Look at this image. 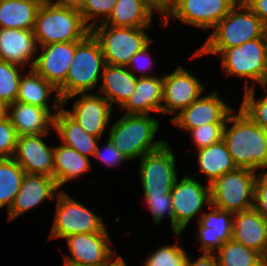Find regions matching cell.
Here are the masks:
<instances>
[{"label": "cell", "mask_w": 267, "mask_h": 266, "mask_svg": "<svg viewBox=\"0 0 267 266\" xmlns=\"http://www.w3.org/2000/svg\"><path fill=\"white\" fill-rule=\"evenodd\" d=\"M231 113L223 130V140L237 168L256 172L267 168V130L255 124L240 109ZM228 123H233L228 129Z\"/></svg>", "instance_id": "obj_1"}, {"label": "cell", "mask_w": 267, "mask_h": 266, "mask_svg": "<svg viewBox=\"0 0 267 266\" xmlns=\"http://www.w3.org/2000/svg\"><path fill=\"white\" fill-rule=\"evenodd\" d=\"M242 11V12H240ZM267 25L244 3L239 1L232 10L214 27L211 36L193 57L218 54L225 49L262 38Z\"/></svg>", "instance_id": "obj_2"}, {"label": "cell", "mask_w": 267, "mask_h": 266, "mask_svg": "<svg viewBox=\"0 0 267 266\" xmlns=\"http://www.w3.org/2000/svg\"><path fill=\"white\" fill-rule=\"evenodd\" d=\"M90 32L80 11L58 6L51 0L40 5L33 28L38 46L82 41Z\"/></svg>", "instance_id": "obj_3"}, {"label": "cell", "mask_w": 267, "mask_h": 266, "mask_svg": "<svg viewBox=\"0 0 267 266\" xmlns=\"http://www.w3.org/2000/svg\"><path fill=\"white\" fill-rule=\"evenodd\" d=\"M158 129V120L149 114H124L113 124L108 138L130 161L142 158L146 153L159 149L167 142L154 141Z\"/></svg>", "instance_id": "obj_4"}, {"label": "cell", "mask_w": 267, "mask_h": 266, "mask_svg": "<svg viewBox=\"0 0 267 266\" xmlns=\"http://www.w3.org/2000/svg\"><path fill=\"white\" fill-rule=\"evenodd\" d=\"M104 65L100 43L91 32L82 41H76L66 81L58 88L61 100L74 94L88 93L95 88L101 79L100 71Z\"/></svg>", "instance_id": "obj_5"}, {"label": "cell", "mask_w": 267, "mask_h": 266, "mask_svg": "<svg viewBox=\"0 0 267 266\" xmlns=\"http://www.w3.org/2000/svg\"><path fill=\"white\" fill-rule=\"evenodd\" d=\"M147 28L95 25L91 33L100 43L106 64L127 66L131 58L152 40L145 32Z\"/></svg>", "instance_id": "obj_6"}, {"label": "cell", "mask_w": 267, "mask_h": 266, "mask_svg": "<svg viewBox=\"0 0 267 266\" xmlns=\"http://www.w3.org/2000/svg\"><path fill=\"white\" fill-rule=\"evenodd\" d=\"M256 173L237 168L215 179L210 184L211 205L233 214L253 208Z\"/></svg>", "instance_id": "obj_7"}, {"label": "cell", "mask_w": 267, "mask_h": 266, "mask_svg": "<svg viewBox=\"0 0 267 266\" xmlns=\"http://www.w3.org/2000/svg\"><path fill=\"white\" fill-rule=\"evenodd\" d=\"M267 33L219 54L222 56V68L229 75L245 78V90L249 89L248 80L266 86Z\"/></svg>", "instance_id": "obj_8"}, {"label": "cell", "mask_w": 267, "mask_h": 266, "mask_svg": "<svg viewBox=\"0 0 267 266\" xmlns=\"http://www.w3.org/2000/svg\"><path fill=\"white\" fill-rule=\"evenodd\" d=\"M56 215L49 238H66L79 233L107 232L103 220L74 200L63 189L58 191Z\"/></svg>", "instance_id": "obj_9"}, {"label": "cell", "mask_w": 267, "mask_h": 266, "mask_svg": "<svg viewBox=\"0 0 267 266\" xmlns=\"http://www.w3.org/2000/svg\"><path fill=\"white\" fill-rule=\"evenodd\" d=\"M139 175L145 196L170 193L178 178L175 157L167 142L140 159Z\"/></svg>", "instance_id": "obj_10"}, {"label": "cell", "mask_w": 267, "mask_h": 266, "mask_svg": "<svg viewBox=\"0 0 267 266\" xmlns=\"http://www.w3.org/2000/svg\"><path fill=\"white\" fill-rule=\"evenodd\" d=\"M238 2V0H176L161 23L166 27L172 17L185 25L208 30L214 28Z\"/></svg>", "instance_id": "obj_11"}, {"label": "cell", "mask_w": 267, "mask_h": 266, "mask_svg": "<svg viewBox=\"0 0 267 266\" xmlns=\"http://www.w3.org/2000/svg\"><path fill=\"white\" fill-rule=\"evenodd\" d=\"M170 193L174 215V234L179 237L188 222L199 212L200 214L204 212L203 205H211L210 184L206 187L192 177L185 176L180 182L178 178L176 179Z\"/></svg>", "instance_id": "obj_12"}, {"label": "cell", "mask_w": 267, "mask_h": 266, "mask_svg": "<svg viewBox=\"0 0 267 266\" xmlns=\"http://www.w3.org/2000/svg\"><path fill=\"white\" fill-rule=\"evenodd\" d=\"M71 256H64L65 266H107L114 258L108 232L79 233L65 238Z\"/></svg>", "instance_id": "obj_13"}, {"label": "cell", "mask_w": 267, "mask_h": 266, "mask_svg": "<svg viewBox=\"0 0 267 266\" xmlns=\"http://www.w3.org/2000/svg\"><path fill=\"white\" fill-rule=\"evenodd\" d=\"M205 86L191 75L183 66H179L170 74L163 76L161 113L173 114L180 112L196 101Z\"/></svg>", "instance_id": "obj_14"}, {"label": "cell", "mask_w": 267, "mask_h": 266, "mask_svg": "<svg viewBox=\"0 0 267 266\" xmlns=\"http://www.w3.org/2000/svg\"><path fill=\"white\" fill-rule=\"evenodd\" d=\"M232 112H235L233 107L228 106L215 91L205 97L200 96L170 119V122L188 132L204 124L226 123Z\"/></svg>", "instance_id": "obj_15"}, {"label": "cell", "mask_w": 267, "mask_h": 266, "mask_svg": "<svg viewBox=\"0 0 267 266\" xmlns=\"http://www.w3.org/2000/svg\"><path fill=\"white\" fill-rule=\"evenodd\" d=\"M79 95L80 99L74 103L72 111L66 110V112L86 133L101 139L105 128L109 125L112 106L102 95L88 93L71 95L62 101V105Z\"/></svg>", "instance_id": "obj_16"}, {"label": "cell", "mask_w": 267, "mask_h": 266, "mask_svg": "<svg viewBox=\"0 0 267 266\" xmlns=\"http://www.w3.org/2000/svg\"><path fill=\"white\" fill-rule=\"evenodd\" d=\"M54 114L47 109L31 104H25L18 101L8 106V117L10 118L17 136H29L48 134L51 127H54L55 113L60 110L62 100L60 95H55Z\"/></svg>", "instance_id": "obj_17"}, {"label": "cell", "mask_w": 267, "mask_h": 266, "mask_svg": "<svg viewBox=\"0 0 267 266\" xmlns=\"http://www.w3.org/2000/svg\"><path fill=\"white\" fill-rule=\"evenodd\" d=\"M47 134L18 136L13 158L28 174H42L53 178L54 148L42 140Z\"/></svg>", "instance_id": "obj_18"}, {"label": "cell", "mask_w": 267, "mask_h": 266, "mask_svg": "<svg viewBox=\"0 0 267 266\" xmlns=\"http://www.w3.org/2000/svg\"><path fill=\"white\" fill-rule=\"evenodd\" d=\"M42 53L36 57L33 69L57 89L66 81L72 63L76 41L38 46Z\"/></svg>", "instance_id": "obj_19"}, {"label": "cell", "mask_w": 267, "mask_h": 266, "mask_svg": "<svg viewBox=\"0 0 267 266\" xmlns=\"http://www.w3.org/2000/svg\"><path fill=\"white\" fill-rule=\"evenodd\" d=\"M57 190L59 188L52 177L25 173L20 190L7 211L8 221L15 220L16 217L40 205L46 199H55Z\"/></svg>", "instance_id": "obj_20"}, {"label": "cell", "mask_w": 267, "mask_h": 266, "mask_svg": "<svg viewBox=\"0 0 267 266\" xmlns=\"http://www.w3.org/2000/svg\"><path fill=\"white\" fill-rule=\"evenodd\" d=\"M209 213L203 212L198 218V239L203 253H215L223 243L232 239L233 217L229 211L221 210L212 205Z\"/></svg>", "instance_id": "obj_21"}, {"label": "cell", "mask_w": 267, "mask_h": 266, "mask_svg": "<svg viewBox=\"0 0 267 266\" xmlns=\"http://www.w3.org/2000/svg\"><path fill=\"white\" fill-rule=\"evenodd\" d=\"M38 51L40 50L33 30L0 28V60L22 68L24 64L27 65L30 62V67L33 69L36 61L34 54Z\"/></svg>", "instance_id": "obj_22"}, {"label": "cell", "mask_w": 267, "mask_h": 266, "mask_svg": "<svg viewBox=\"0 0 267 266\" xmlns=\"http://www.w3.org/2000/svg\"><path fill=\"white\" fill-rule=\"evenodd\" d=\"M232 240L267 259V221L254 208L234 213Z\"/></svg>", "instance_id": "obj_23"}, {"label": "cell", "mask_w": 267, "mask_h": 266, "mask_svg": "<svg viewBox=\"0 0 267 266\" xmlns=\"http://www.w3.org/2000/svg\"><path fill=\"white\" fill-rule=\"evenodd\" d=\"M101 79L103 81L99 91L110 104L118 103L122 106L134 93L138 75L133 74L126 66L104 65Z\"/></svg>", "instance_id": "obj_24"}, {"label": "cell", "mask_w": 267, "mask_h": 266, "mask_svg": "<svg viewBox=\"0 0 267 266\" xmlns=\"http://www.w3.org/2000/svg\"><path fill=\"white\" fill-rule=\"evenodd\" d=\"M162 77H138L134 93L121 106L125 114L148 115L150 112H160L162 106Z\"/></svg>", "instance_id": "obj_25"}, {"label": "cell", "mask_w": 267, "mask_h": 266, "mask_svg": "<svg viewBox=\"0 0 267 266\" xmlns=\"http://www.w3.org/2000/svg\"><path fill=\"white\" fill-rule=\"evenodd\" d=\"M54 116V129L64 145L73 148L83 156L94 155L99 138L90 135L65 110L60 108Z\"/></svg>", "instance_id": "obj_26"}, {"label": "cell", "mask_w": 267, "mask_h": 266, "mask_svg": "<svg viewBox=\"0 0 267 266\" xmlns=\"http://www.w3.org/2000/svg\"><path fill=\"white\" fill-rule=\"evenodd\" d=\"M154 9L145 0H118L101 24L116 27H151Z\"/></svg>", "instance_id": "obj_27"}, {"label": "cell", "mask_w": 267, "mask_h": 266, "mask_svg": "<svg viewBox=\"0 0 267 266\" xmlns=\"http://www.w3.org/2000/svg\"><path fill=\"white\" fill-rule=\"evenodd\" d=\"M44 0H0V28L33 30Z\"/></svg>", "instance_id": "obj_28"}, {"label": "cell", "mask_w": 267, "mask_h": 266, "mask_svg": "<svg viewBox=\"0 0 267 266\" xmlns=\"http://www.w3.org/2000/svg\"><path fill=\"white\" fill-rule=\"evenodd\" d=\"M92 169L89 157L83 156L73 148L60 145L54 148L53 179L60 189L64 183L78 178Z\"/></svg>", "instance_id": "obj_29"}, {"label": "cell", "mask_w": 267, "mask_h": 266, "mask_svg": "<svg viewBox=\"0 0 267 266\" xmlns=\"http://www.w3.org/2000/svg\"><path fill=\"white\" fill-rule=\"evenodd\" d=\"M197 159L200 173L209 178L208 184L223 174L237 169L223 139L206 148L198 149Z\"/></svg>", "instance_id": "obj_30"}, {"label": "cell", "mask_w": 267, "mask_h": 266, "mask_svg": "<svg viewBox=\"0 0 267 266\" xmlns=\"http://www.w3.org/2000/svg\"><path fill=\"white\" fill-rule=\"evenodd\" d=\"M55 91L56 95H59L58 89L53 84L30 68L28 74L20 77L16 101L43 107L52 114L48 100L49 95Z\"/></svg>", "instance_id": "obj_31"}, {"label": "cell", "mask_w": 267, "mask_h": 266, "mask_svg": "<svg viewBox=\"0 0 267 266\" xmlns=\"http://www.w3.org/2000/svg\"><path fill=\"white\" fill-rule=\"evenodd\" d=\"M25 171L13 158H0V208L10 209L20 190Z\"/></svg>", "instance_id": "obj_32"}, {"label": "cell", "mask_w": 267, "mask_h": 266, "mask_svg": "<svg viewBox=\"0 0 267 266\" xmlns=\"http://www.w3.org/2000/svg\"><path fill=\"white\" fill-rule=\"evenodd\" d=\"M217 252L219 266H267V259L261 253L232 239Z\"/></svg>", "instance_id": "obj_33"}, {"label": "cell", "mask_w": 267, "mask_h": 266, "mask_svg": "<svg viewBox=\"0 0 267 266\" xmlns=\"http://www.w3.org/2000/svg\"><path fill=\"white\" fill-rule=\"evenodd\" d=\"M21 66L0 60V100L8 106L17 99ZM20 73V74H19Z\"/></svg>", "instance_id": "obj_34"}, {"label": "cell", "mask_w": 267, "mask_h": 266, "mask_svg": "<svg viewBox=\"0 0 267 266\" xmlns=\"http://www.w3.org/2000/svg\"><path fill=\"white\" fill-rule=\"evenodd\" d=\"M264 89V96L257 101L255 99L254 87L246 89L243 96V102L239 109L255 124L267 130V89Z\"/></svg>", "instance_id": "obj_35"}, {"label": "cell", "mask_w": 267, "mask_h": 266, "mask_svg": "<svg viewBox=\"0 0 267 266\" xmlns=\"http://www.w3.org/2000/svg\"><path fill=\"white\" fill-rule=\"evenodd\" d=\"M187 255L180 246L166 245L152 252L144 266H186Z\"/></svg>", "instance_id": "obj_36"}, {"label": "cell", "mask_w": 267, "mask_h": 266, "mask_svg": "<svg viewBox=\"0 0 267 266\" xmlns=\"http://www.w3.org/2000/svg\"><path fill=\"white\" fill-rule=\"evenodd\" d=\"M118 0H86L80 11L83 21L91 29L95 25L103 23L111 14ZM100 17L99 19H97ZM94 18V20H93ZM93 20L94 22H89Z\"/></svg>", "instance_id": "obj_37"}, {"label": "cell", "mask_w": 267, "mask_h": 266, "mask_svg": "<svg viewBox=\"0 0 267 266\" xmlns=\"http://www.w3.org/2000/svg\"><path fill=\"white\" fill-rule=\"evenodd\" d=\"M225 123H209L189 130L197 149L206 148L223 139Z\"/></svg>", "instance_id": "obj_38"}, {"label": "cell", "mask_w": 267, "mask_h": 266, "mask_svg": "<svg viewBox=\"0 0 267 266\" xmlns=\"http://www.w3.org/2000/svg\"><path fill=\"white\" fill-rule=\"evenodd\" d=\"M146 203L150 208L154 224H159L167 212L171 220V228L174 232V215L171 203V193L157 196H145Z\"/></svg>", "instance_id": "obj_39"}, {"label": "cell", "mask_w": 267, "mask_h": 266, "mask_svg": "<svg viewBox=\"0 0 267 266\" xmlns=\"http://www.w3.org/2000/svg\"><path fill=\"white\" fill-rule=\"evenodd\" d=\"M17 133L7 116L0 119V158L14 156L17 144Z\"/></svg>", "instance_id": "obj_40"}, {"label": "cell", "mask_w": 267, "mask_h": 266, "mask_svg": "<svg viewBox=\"0 0 267 266\" xmlns=\"http://www.w3.org/2000/svg\"><path fill=\"white\" fill-rule=\"evenodd\" d=\"M253 208L267 221V173L259 172L254 183Z\"/></svg>", "instance_id": "obj_41"}, {"label": "cell", "mask_w": 267, "mask_h": 266, "mask_svg": "<svg viewBox=\"0 0 267 266\" xmlns=\"http://www.w3.org/2000/svg\"><path fill=\"white\" fill-rule=\"evenodd\" d=\"M153 42V40H151L146 46H144V48L137 52L130 60V62L127 64V69L129 71H131L133 74L136 75V72H133L134 70L137 69V74L139 73V77H149L148 74H145L146 70H149L148 68H151L153 65V60L152 57L150 55V51L149 46L150 44ZM143 62V63H142Z\"/></svg>", "instance_id": "obj_42"}, {"label": "cell", "mask_w": 267, "mask_h": 266, "mask_svg": "<svg viewBox=\"0 0 267 266\" xmlns=\"http://www.w3.org/2000/svg\"><path fill=\"white\" fill-rule=\"evenodd\" d=\"M104 152L101 151L98 144L96 147V151L94 152V157L98 158L109 167H115L119 165L122 161H129L127 157H125L119 150L112 144V142L107 139V143L105 145Z\"/></svg>", "instance_id": "obj_43"}, {"label": "cell", "mask_w": 267, "mask_h": 266, "mask_svg": "<svg viewBox=\"0 0 267 266\" xmlns=\"http://www.w3.org/2000/svg\"><path fill=\"white\" fill-rule=\"evenodd\" d=\"M243 1L267 25V0Z\"/></svg>", "instance_id": "obj_44"}, {"label": "cell", "mask_w": 267, "mask_h": 266, "mask_svg": "<svg viewBox=\"0 0 267 266\" xmlns=\"http://www.w3.org/2000/svg\"><path fill=\"white\" fill-rule=\"evenodd\" d=\"M187 255L186 266H219L214 253H203L196 261H192Z\"/></svg>", "instance_id": "obj_45"}, {"label": "cell", "mask_w": 267, "mask_h": 266, "mask_svg": "<svg viewBox=\"0 0 267 266\" xmlns=\"http://www.w3.org/2000/svg\"><path fill=\"white\" fill-rule=\"evenodd\" d=\"M155 11L164 17L176 0H145Z\"/></svg>", "instance_id": "obj_46"}, {"label": "cell", "mask_w": 267, "mask_h": 266, "mask_svg": "<svg viewBox=\"0 0 267 266\" xmlns=\"http://www.w3.org/2000/svg\"><path fill=\"white\" fill-rule=\"evenodd\" d=\"M51 1L55 2L54 4L58 6L81 11L82 8L84 7L86 0H57V1L51 0Z\"/></svg>", "instance_id": "obj_47"}, {"label": "cell", "mask_w": 267, "mask_h": 266, "mask_svg": "<svg viewBox=\"0 0 267 266\" xmlns=\"http://www.w3.org/2000/svg\"><path fill=\"white\" fill-rule=\"evenodd\" d=\"M107 266H128L121 256H118L114 261L112 260Z\"/></svg>", "instance_id": "obj_48"}, {"label": "cell", "mask_w": 267, "mask_h": 266, "mask_svg": "<svg viewBox=\"0 0 267 266\" xmlns=\"http://www.w3.org/2000/svg\"><path fill=\"white\" fill-rule=\"evenodd\" d=\"M8 116V105L0 100V119Z\"/></svg>", "instance_id": "obj_49"}, {"label": "cell", "mask_w": 267, "mask_h": 266, "mask_svg": "<svg viewBox=\"0 0 267 266\" xmlns=\"http://www.w3.org/2000/svg\"><path fill=\"white\" fill-rule=\"evenodd\" d=\"M266 86L264 88H267V53H266Z\"/></svg>", "instance_id": "obj_50"}]
</instances>
